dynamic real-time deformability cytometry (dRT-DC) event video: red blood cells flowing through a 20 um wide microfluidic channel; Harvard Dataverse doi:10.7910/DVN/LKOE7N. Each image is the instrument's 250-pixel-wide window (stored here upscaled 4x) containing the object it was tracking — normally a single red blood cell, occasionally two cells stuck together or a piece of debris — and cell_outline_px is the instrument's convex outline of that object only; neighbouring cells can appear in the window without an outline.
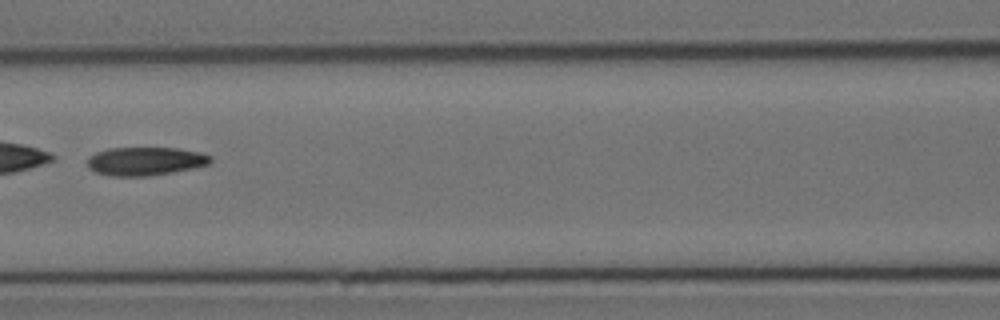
{"species": "Egyptian fruit bat (a non-hibernating species)", "species_latin": "Rousettus aegyptiacus", "temperature_condition": "cold", "stored_images_in_passage": 7, "camera_frame_rate_fps": 3000, "um_per_image_px": 0.085, "animal": {"sex": "female"}, "frame": {"image": 1, "passage_image": 7, "time_ms": 7.333, "image_size_px": [1000, 320], "cell_outline_px": [[212, 160], [208, 164], [196, 168], [148, 176], [108, 176], [96, 172], [88, 168], [88, 156], [96, 152], [108, 148], [176, 148], [200, 152], [212, 156]], "centroid_in_image_um": [12.35, 13.7], "position_along_channel_um": 154.3, "area_um2": 20.52}}